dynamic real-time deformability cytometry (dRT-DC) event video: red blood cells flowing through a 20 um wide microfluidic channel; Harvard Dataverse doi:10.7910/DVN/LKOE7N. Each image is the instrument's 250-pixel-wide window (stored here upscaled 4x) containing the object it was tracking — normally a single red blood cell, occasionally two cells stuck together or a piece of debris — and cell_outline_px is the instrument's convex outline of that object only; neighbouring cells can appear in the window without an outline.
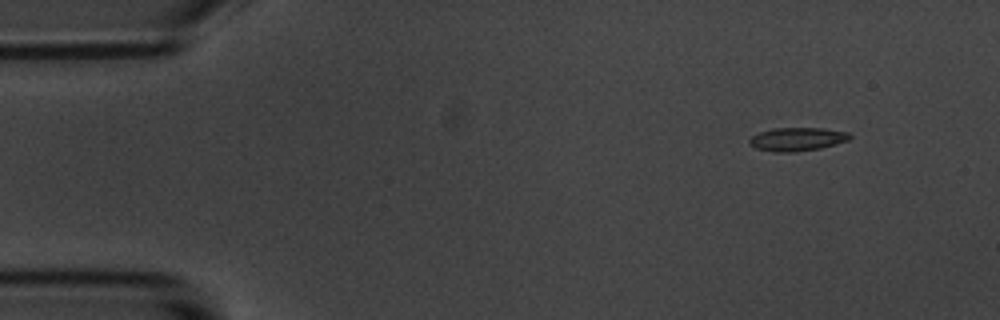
{"species": "common noctule bat (a hibernating species)", "species_latin": "Nyctalus noctula", "temperature_condition": "room temperature", "stored_images_in_passage": 6, "segment_of_instrument_passage": [2, 2], "camera_frame_rate_fps": 3000, "um_per_image_px": 0.085, "animal": {"sex": "male", "body_mass_g": 20.1, "forearm_length_mm": 53.5}, "frame": {"image": 1, "passage_image": 6, "time_ms": 6.0, "image_size_px": [1000, 320], "cell_outline_px": [[852, 136], [848, 140], [820, 148], [792, 152], [772, 152], [756, 148], [748, 144], [748, 140], [752, 136], [760, 132], [772, 128], [824, 128], [848, 132]], "centroid_in_image_um": [67.73, 11.82], "position_along_channel_um": 17.3, "area_um2": 13.7}}